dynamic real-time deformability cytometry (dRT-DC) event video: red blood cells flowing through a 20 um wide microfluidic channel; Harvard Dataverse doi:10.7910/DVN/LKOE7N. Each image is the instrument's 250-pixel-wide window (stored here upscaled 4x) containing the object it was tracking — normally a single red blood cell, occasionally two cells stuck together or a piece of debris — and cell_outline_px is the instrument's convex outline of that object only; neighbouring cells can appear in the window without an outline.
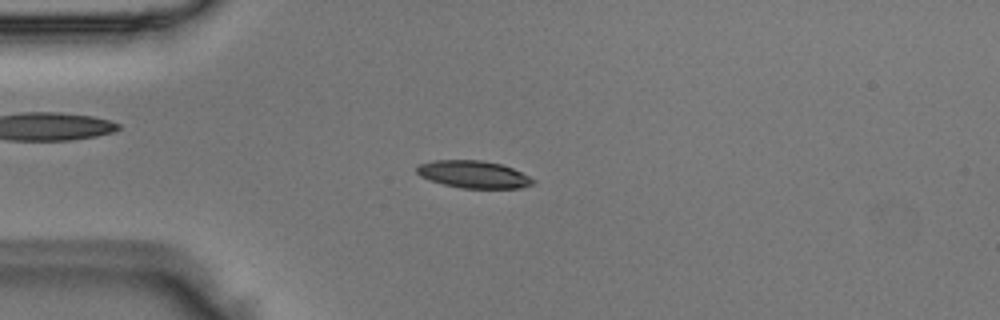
{"species": "Egyptian fruit bat (a non-hibernating species)", "species_latin": "Rousettus aegyptiacus", "temperature_condition": "room temperature", "stored_images_in_passage": 43, "camera_frame_rate_fps": 3000, "um_per_image_px": 0.085, "animal": {"sex": "male"}, "frame": {"image": 1, "passage_image": 6, "time_ms": 1.667, "image_size_px": [1000, 320], "cell_outline_px": [[536, 180], [532, 184], [520, 188], [460, 188], [444, 184], [420, 176], [416, 172], [416, 164], [432, 160], [480, 160], [500, 164], [512, 168]], "centroid_in_image_um": [40.21, 14.81], "position_along_channel_um": 44.8, "area_um2": 18.44}}
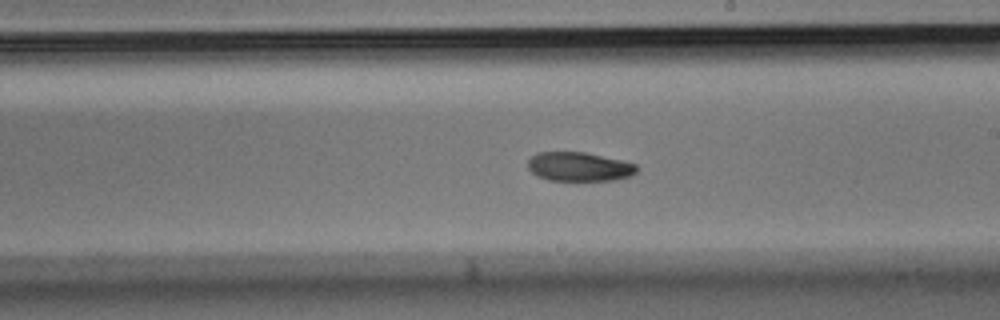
{"frame": {"image": 2, "passage_image": 22, "time_ms": 7.0, "image_size_px": [1000, 320], "cell_outline_px": [[636, 172], [628, 176], [616, 180], [548, 180], [536, 176], [528, 168], [528, 160], [536, 152], [584, 152], [620, 160], [636, 164]], "centroid_in_image_um": [49.18, 14.17], "position_along_channel_um": 239.8, "area_um2": 18.26}}
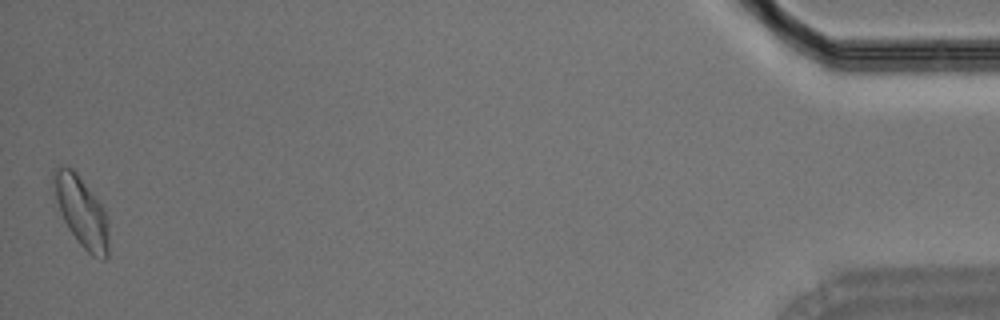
{"frame": {"image": 3, "passage_image": 43, "time_ms": 14.0, "image_size_px": [1000, 320], "cell_outline_px": [[108, 256], [104, 260], [92, 256], [80, 244], [68, 228], [64, 220], [56, 200], [52, 180], [52, 172], [60, 164], [64, 164], [72, 168], [76, 172], [100, 204], [104, 212], [108, 224]], "centroid_in_image_um": [6.9, 17.97], "position_along_channel_um": 428.3, "area_um2": 22.2}}